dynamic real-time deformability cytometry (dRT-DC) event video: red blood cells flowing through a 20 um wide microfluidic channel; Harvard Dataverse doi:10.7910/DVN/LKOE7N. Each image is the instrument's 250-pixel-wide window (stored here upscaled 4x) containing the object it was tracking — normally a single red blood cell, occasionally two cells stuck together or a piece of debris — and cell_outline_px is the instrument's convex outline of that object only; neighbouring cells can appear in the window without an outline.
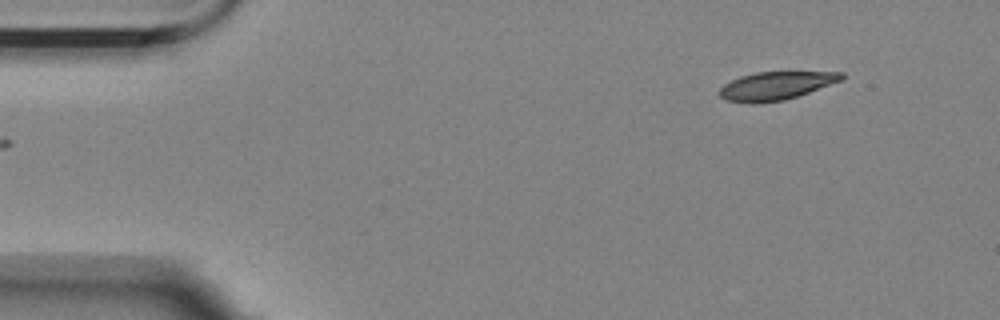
{"species": "Egyptian fruit bat (a non-hibernating species)", "species_latin": "Rousettus aegyptiacus", "temperature_condition": "room temperature", "stored_images_in_passage": 50, "camera_frame_rate_fps": 3000, "um_per_image_px": 0.085, "animal": {"sex": "female"}, "frame": {"image": 1, "passage_image": 1, "time_ms": 0.0, "image_size_px": [1000, 320], "cell_outline_px": [[844, 80], [784, 100], [752, 104], [728, 100], [720, 96], [720, 88], [724, 84], [740, 76], [756, 72], [844, 72]], "centroid_in_image_um": [65.97, 7.28], "position_along_channel_um": 19.0, "area_um2": 19.88}}
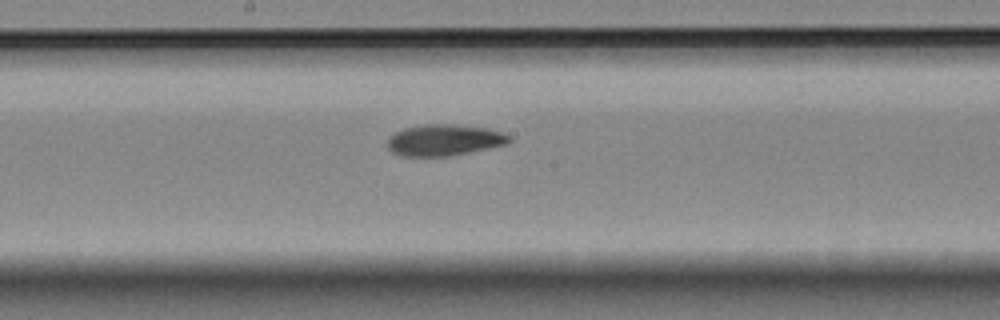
{"frame": {"image": 2, "passage_image": 24, "time_ms": 7.667, "image_size_px": [1000, 320], "cell_outline_px": [[512, 140], [508, 144], [448, 156], [404, 156], [392, 152], [388, 148], [388, 136], [404, 128], [424, 124], [452, 124], [484, 128], [500, 132], [508, 136]], "centroid_in_image_um": [37.72, 11.9], "position_along_channel_um": 210.5, "area_um2": 21.96}}
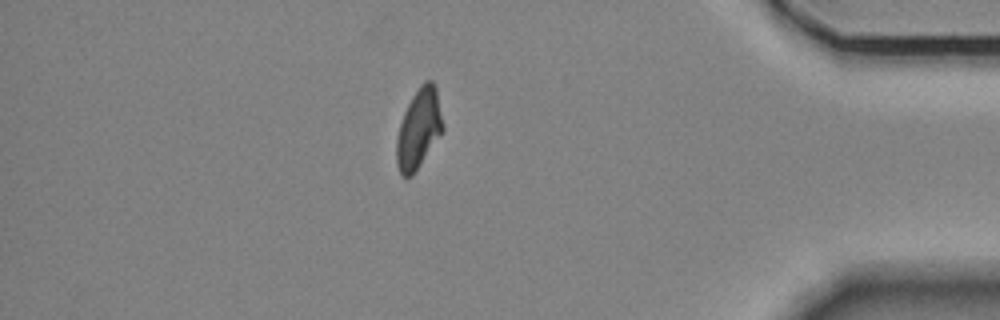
{"frame": {"image": 3, "passage_image": 43, "time_ms": 14.0, "image_size_px": [1000, 320], "cell_outline_px": [[444, 132], [412, 176], [404, 176], [400, 172], [396, 164], [396, 140], [400, 124], [404, 112], [412, 96], [420, 84], [424, 80], [432, 80], [436, 84], [444, 128]], "centroid_in_image_um": [35.62, 10.92], "position_along_channel_um": 399.6, "area_um2": 21.73}}